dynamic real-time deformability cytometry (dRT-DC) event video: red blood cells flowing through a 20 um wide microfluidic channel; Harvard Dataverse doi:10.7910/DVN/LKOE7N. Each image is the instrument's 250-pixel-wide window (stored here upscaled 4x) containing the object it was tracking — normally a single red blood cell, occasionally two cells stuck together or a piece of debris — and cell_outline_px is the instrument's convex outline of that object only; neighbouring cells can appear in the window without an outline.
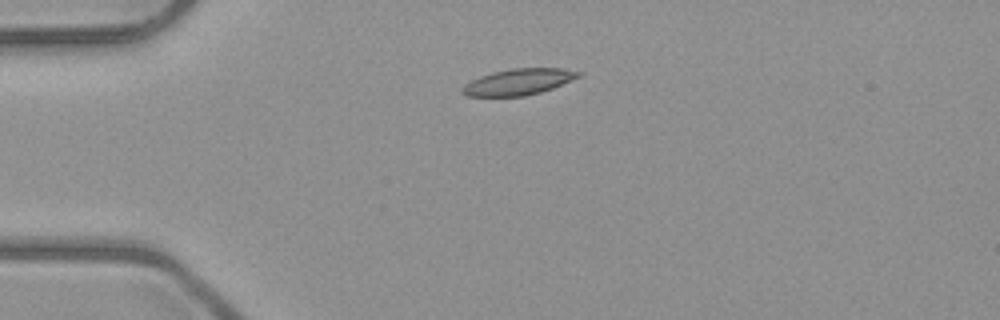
{"species": "common noctule bat (a hibernating species)", "species_latin": "Nyctalus noctula", "temperature_condition": "room temperature", "stored_images_in_passage": 2, "camera_frame_rate_fps": 3000, "um_per_image_px": 0.085, "animal": {"sex": "male", "body_mass_g": 23.1, "forearm_length_mm": 52.7}, "frame": {"image": 1, "passage_image": 1, "time_ms": 0.0, "image_size_px": [1000, 320], "cell_outline_px": [[584, 72], [580, 76], [572, 80], [552, 88], [540, 92], [524, 96], [468, 96], [460, 92], [460, 88], [464, 84], [480, 76], [492, 72], [512, 68], [560, 68]], "centroid_in_image_um": [44.05, 6.95], "position_along_channel_um": 40.9, "area_um2": 17.74}}